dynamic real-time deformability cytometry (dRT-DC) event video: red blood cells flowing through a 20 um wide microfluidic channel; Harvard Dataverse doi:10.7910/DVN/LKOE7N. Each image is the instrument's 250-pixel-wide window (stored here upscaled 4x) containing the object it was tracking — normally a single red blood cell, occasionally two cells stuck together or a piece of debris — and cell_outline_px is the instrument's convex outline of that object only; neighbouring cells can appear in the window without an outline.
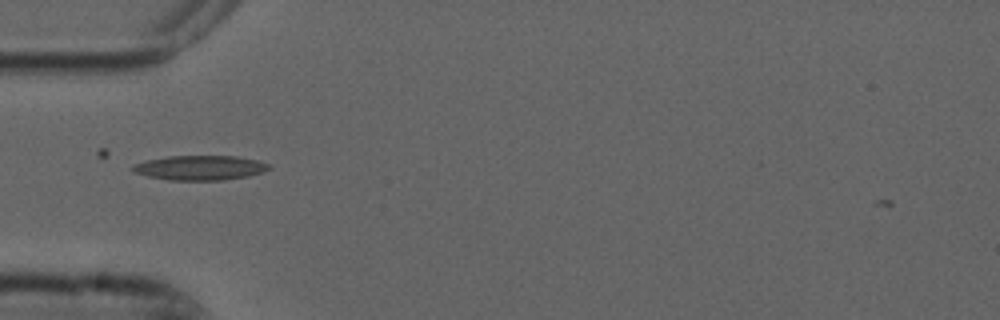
{"species": "common noctule bat (a hibernating species)", "species_latin": "Nyctalus noctula", "temperature_condition": "cold", "stored_images_in_passage": 5, "camera_frame_rate_fps": 3000, "um_per_image_px": 0.085, "animal": {"sex": "male", "forearm_length_mm": 52.5}, "frame": {"image": 1, "passage_image": 2, "time_ms": 0.333, "image_size_px": [1000, 320], "cell_outline_px": [[272, 168], [264, 172], [248, 176], [224, 180], [168, 180], [148, 176], [132, 172], [132, 164], [144, 160], [168, 156], [236, 156], [256, 160], [272, 164]], "centroid_in_image_um": [17.0, 14.26], "position_along_channel_um": 68.0, "area_um2": 19.83}}
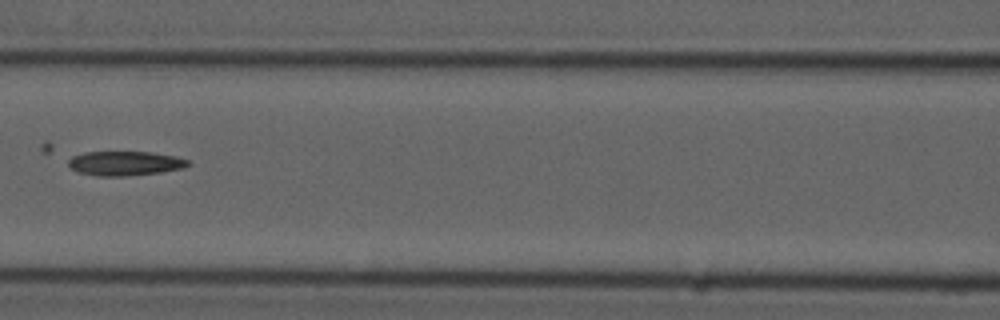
{"frame": {"image": 2, "passage_image": 4, "time_ms": 1.0, "image_size_px": [1000, 320], "cell_outline_px": [[192, 164], [184, 168], [160, 172], [124, 176], [96, 176], [76, 172], [68, 164], [68, 160], [72, 156], [84, 152], [148, 152], [172, 156], [188, 160]], "centroid_in_image_um": [10.59, 13.89], "position_along_channel_um": 156.0, "area_um2": 16.94}}
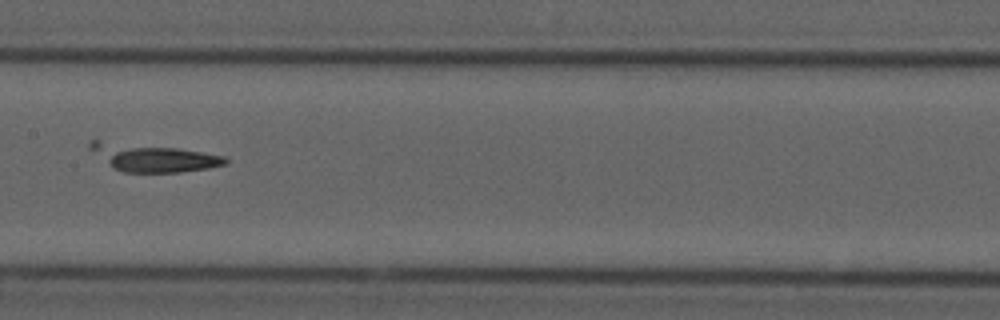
{"frame": {"image": 3, "passage_image": 5, "time_ms": 1.333, "image_size_px": [1000, 320], "cell_outline_px": [[228, 164], [208, 168], [180, 172], [124, 172], [112, 168], [88, 148], [88, 144], [92, 140], [96, 140], [176, 148], [224, 156], [228, 160]], "centroid_in_image_um": [12.99, 13.41], "position_along_channel_um": 194.4, "area_um2": 21.44}}